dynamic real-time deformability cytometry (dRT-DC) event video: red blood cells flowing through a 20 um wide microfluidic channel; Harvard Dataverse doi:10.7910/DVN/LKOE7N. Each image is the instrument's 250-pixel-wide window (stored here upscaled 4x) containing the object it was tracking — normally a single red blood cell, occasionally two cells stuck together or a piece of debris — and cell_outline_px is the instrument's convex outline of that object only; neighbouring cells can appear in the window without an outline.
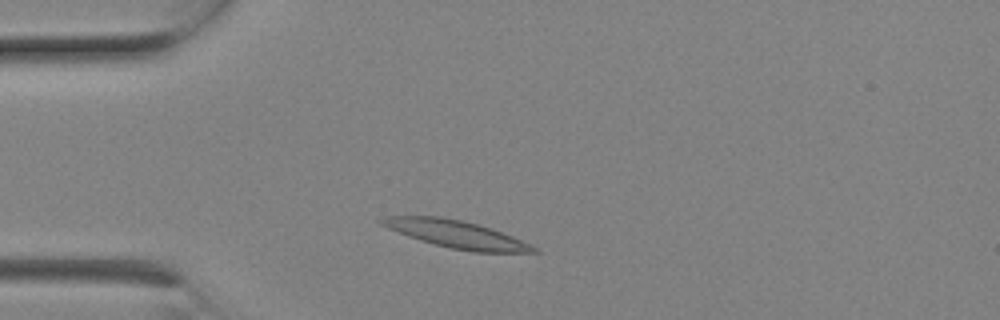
{"species": "Egyptian fruit bat (a non-hibernating species)", "species_latin": "Rousettus aegyptiacus", "temperature_condition": "room temperature", "stored_images_in_passage": 4, "camera_frame_rate_fps": 3000, "um_per_image_px": 0.085, "animal": {"sex": "female"}, "frame": {"image": 1, "passage_image": 2, "time_ms": 0.333, "image_size_px": [1000, 320], "cell_outline_px": [[540, 252], [472, 252], [432, 244], [408, 236], [388, 228], [380, 224], [376, 220], [384, 216], [440, 216], [460, 220], [492, 228], [512, 236], [536, 248]], "centroid_in_image_um": [38.72, 19.9], "position_along_channel_um": 46.3, "area_um2": 24.1}}
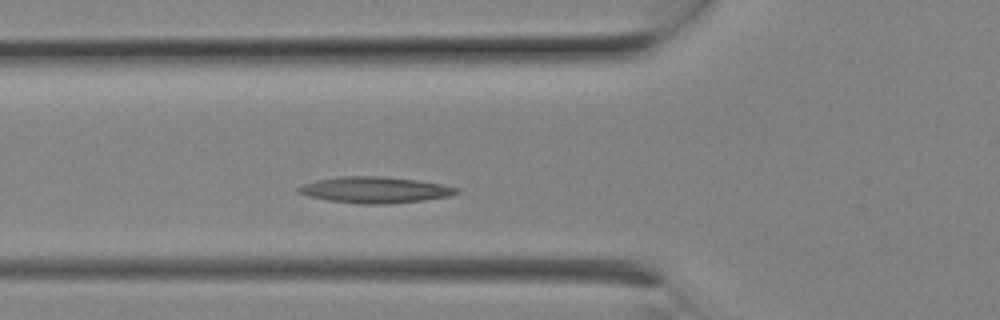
{"frame": {"image": 2, "passage_image": 4, "time_ms": 1.0, "image_size_px": [1000, 320], "cell_outline_px": [[460, 192], [448, 196], [424, 200], [392, 204], [360, 204], [328, 200], [308, 196], [296, 192], [296, 188], [304, 184], [316, 180], [340, 176], [384, 176], [416, 180], [440, 184], [460, 188]], "centroid_in_image_um": [31.86, 16.14], "position_along_channel_um": 93.9, "area_um2": 24.22}}